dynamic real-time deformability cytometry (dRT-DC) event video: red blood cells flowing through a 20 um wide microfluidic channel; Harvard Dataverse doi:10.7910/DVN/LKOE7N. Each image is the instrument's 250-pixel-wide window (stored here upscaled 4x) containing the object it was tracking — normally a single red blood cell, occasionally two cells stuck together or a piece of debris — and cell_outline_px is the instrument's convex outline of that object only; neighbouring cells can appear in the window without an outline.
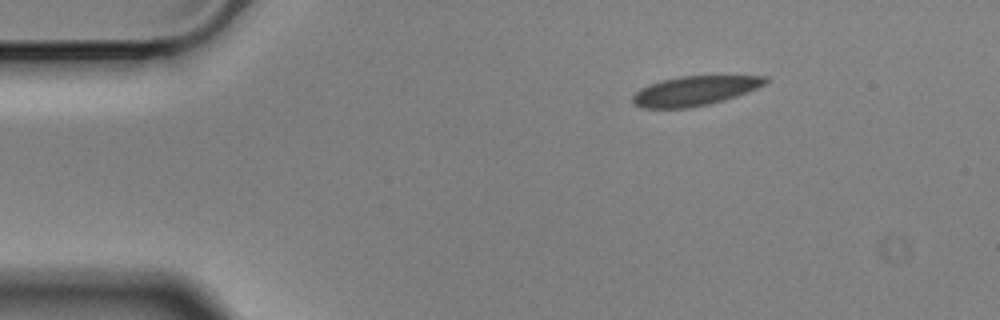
{"species": "Egyptian fruit bat (a non-hibernating species)", "species_latin": "Rousettus aegyptiacus", "temperature_condition": "cold", "stored_images_in_passage": 3, "camera_frame_rate_fps": 3000, "um_per_image_px": 0.085, "animal": {"sex": "male"}, "frame": {"image": 1, "passage_image": 1, "time_ms": 0.0, "image_size_px": [1000, 320], "cell_outline_px": [[768, 80], [764, 84], [756, 88], [736, 96], [724, 100], [708, 104], [688, 108], [640, 108], [632, 104], [632, 96], [640, 88], [648, 84], [660, 80], [680, 76], [768, 76]], "centroid_in_image_um": [58.98, 7.72], "position_along_channel_um": 26.0, "area_um2": 22.83}}